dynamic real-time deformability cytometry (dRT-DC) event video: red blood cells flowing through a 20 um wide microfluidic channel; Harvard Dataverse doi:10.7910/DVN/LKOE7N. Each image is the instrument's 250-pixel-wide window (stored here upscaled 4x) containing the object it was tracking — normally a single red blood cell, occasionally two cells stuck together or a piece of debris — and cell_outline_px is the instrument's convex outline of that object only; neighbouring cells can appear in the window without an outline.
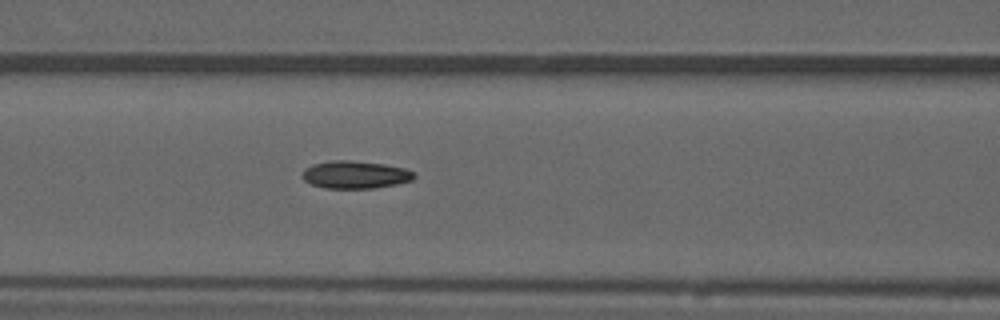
{"species": "common noctule bat (a hibernating species)", "species_latin": "Nyctalus noctula", "temperature_condition": "warm", "stored_images_in_passage": 37, "camera_frame_rate_fps": 3000, "um_per_image_px": 0.085, "animal": {"sex": "male", "forearm_length_mm": 52.5}, "frame": {"image": 1, "passage_image": 6, "time_ms": 1.667, "image_size_px": [1000, 320], "cell_outline_px": [[416, 176], [412, 180], [396, 184], [372, 188], [324, 188], [312, 184], [304, 180], [300, 176], [304, 168], [312, 164], [332, 160], [348, 160], [384, 164], [404, 168], [412, 172]], "centroid_in_image_um": [30.14, 14.84], "position_along_channel_um": 136.5, "area_um2": 17.98}, "authors_computed_cell_mechanics": {"area_um2": 17.2822, "velocity_mm_per_s": 3.8846, "shape_relaxation_time_tau1_ms": null, "shape_relaxation_time_tau2_ms": 3.1026, "deformation_change_tau1": null, "deformation_change_tau2": 0.0887}}